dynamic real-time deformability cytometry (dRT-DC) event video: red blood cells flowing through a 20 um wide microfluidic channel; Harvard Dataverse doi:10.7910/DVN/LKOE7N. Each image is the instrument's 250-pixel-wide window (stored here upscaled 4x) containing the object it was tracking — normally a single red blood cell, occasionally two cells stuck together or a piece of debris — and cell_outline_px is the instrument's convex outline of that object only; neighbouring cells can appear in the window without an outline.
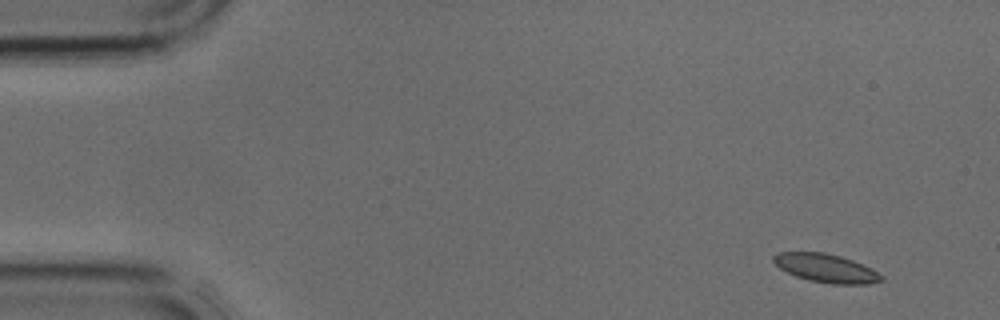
{"species": "common noctule bat (a hibernating species)", "species_latin": "Nyctalus noctula", "temperature_condition": "cold", "stored_images_in_passage": 4, "camera_frame_rate_fps": 3000, "um_per_image_px": 0.085, "animal": {"sex": "male", "body_mass_g": 17.9, "forearm_length_mm": 54.2}, "frame": {"image": 1, "passage_image": 1, "time_ms": 0.0, "image_size_px": [1000, 320], "cell_outline_px": [[884, 280], [868, 284], [832, 284], [808, 280], [796, 276], [780, 268], [772, 260], [772, 256], [776, 252], [824, 252], [840, 256], [852, 260], [872, 268], [884, 276]], "centroid_in_image_um": [70.22, 22.79], "position_along_channel_um": 14.8, "area_um2": 17.98}}
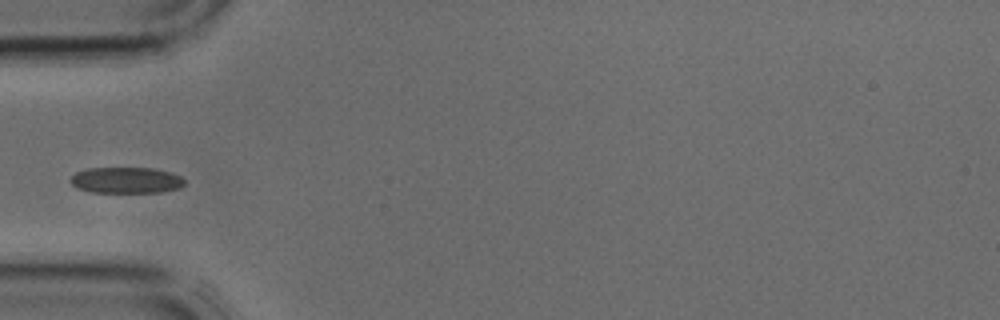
{"frame": {"image": 2, "passage_image": 4, "time_ms": 1.0, "image_size_px": [1000, 320], "cell_outline_px": [[184, 184], [180, 188], [160, 192], [92, 192], [76, 188], [68, 180], [76, 172], [88, 168], [152, 168], [172, 172], [180, 176], [184, 180]], "centroid_in_image_um": [10.71, 15.31], "position_along_channel_um": 74.3, "area_um2": 17.4}}